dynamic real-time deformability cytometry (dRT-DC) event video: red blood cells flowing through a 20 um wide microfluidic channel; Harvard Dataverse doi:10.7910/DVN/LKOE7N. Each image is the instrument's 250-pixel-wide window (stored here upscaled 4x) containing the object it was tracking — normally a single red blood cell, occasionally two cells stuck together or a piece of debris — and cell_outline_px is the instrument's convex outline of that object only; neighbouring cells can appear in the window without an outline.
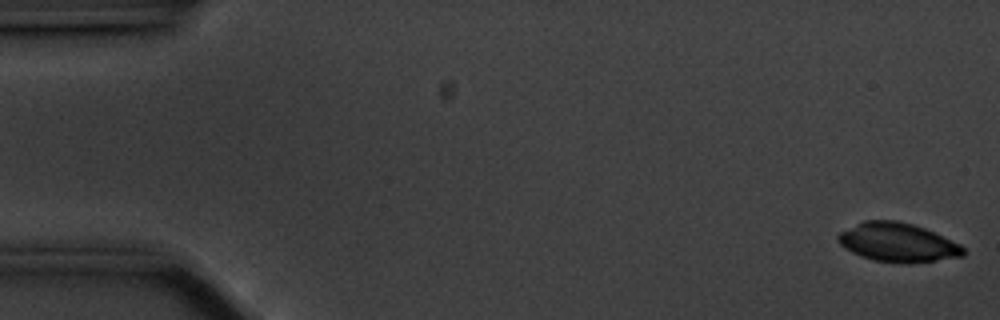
{"species": "common noctule bat (a hibernating species)", "species_latin": "Nyctalus noctula", "temperature_condition": "cold", "stored_images_in_passage": 57, "segment_of_instrument_passage": [1, 2], "camera_frame_rate_fps": 3000, "um_per_image_px": 0.085, "animal": {"sex": "male", "body_mass_g": 20.1, "forearm_length_mm": 53.5}, "frame": {"image": 1, "passage_image": 1, "time_ms": 0.0, "image_size_px": [1000, 320], "cell_outline_px": [[964, 256], [936, 260], [872, 260], [860, 256], [844, 248], [836, 240], [836, 236], [840, 232], [864, 220], [896, 220], [912, 224], [924, 228], [960, 244], [964, 248]], "centroid_in_image_um": [76.25, 20.56], "position_along_channel_um": 8.7, "area_um2": 27.46}}
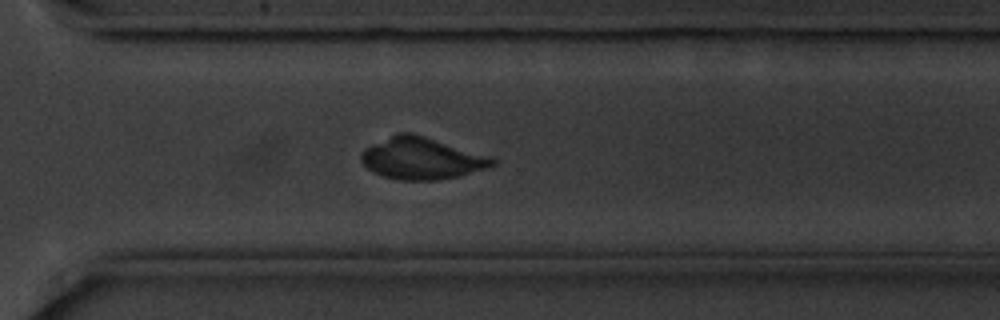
{"frame": {"image": 2, "passage_image": 40, "time_ms": 13.0, "image_size_px": [1000, 320], "cell_outline_px": [[496, 164], [488, 168], [460, 176], [436, 180], [396, 180], [372, 172], [360, 160], [360, 156], [364, 148], [372, 144], [400, 132], [412, 132], [492, 156], [496, 160]], "centroid_in_image_um": [35.87, 13.46], "position_along_channel_um": 334.7, "area_um2": 32.19}}
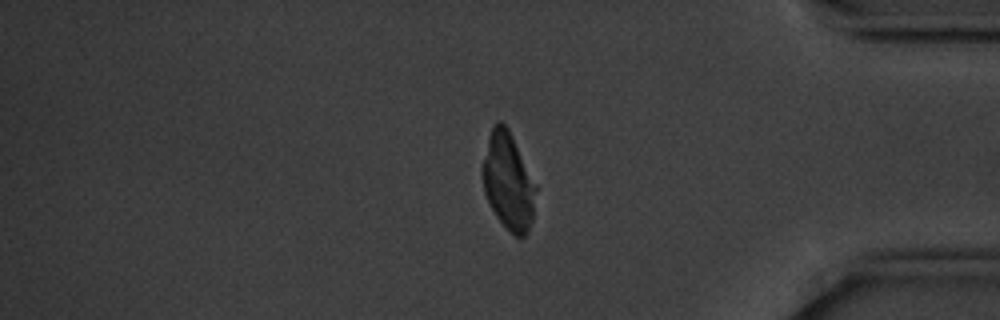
{"frame": {"image": 3, "passage_image": 47, "time_ms": 15.333, "image_size_px": [1000, 320], "cell_outline_px": [[536, 188], [532, 220], [528, 232], [524, 236], [516, 236], [496, 216], [484, 192], [480, 172], [488, 136], [496, 120], [500, 120], [508, 128], [536, 184]], "centroid_in_image_um": [43.17, 15.38], "position_along_channel_um": 392.0, "area_um2": 29.94}}